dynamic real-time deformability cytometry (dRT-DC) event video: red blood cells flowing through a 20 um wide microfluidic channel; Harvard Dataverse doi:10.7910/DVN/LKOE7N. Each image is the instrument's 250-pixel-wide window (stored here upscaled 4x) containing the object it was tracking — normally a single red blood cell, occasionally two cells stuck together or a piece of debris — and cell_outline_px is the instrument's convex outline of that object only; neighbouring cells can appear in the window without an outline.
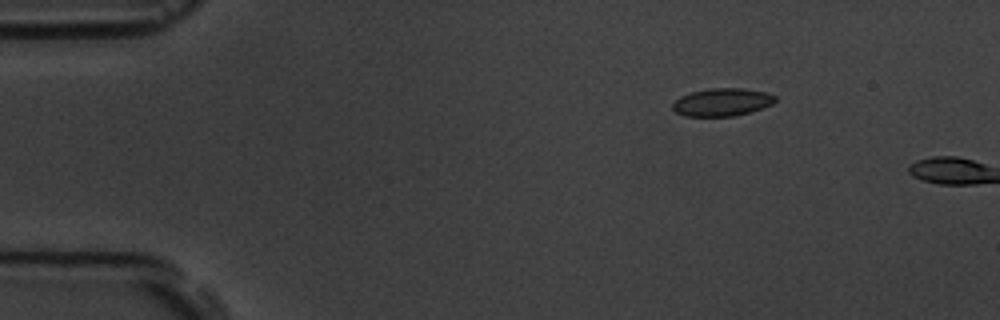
{"species": "common noctule bat (a hibernating species)", "species_latin": "Nyctalus noctula", "temperature_condition": "room temperature", "stored_images_in_passage": 5, "segment_of_instrument_passage": [2, 2], "camera_frame_rate_fps": 3000, "um_per_image_px": 0.085, "animal": {"sex": "male", "body_mass_g": 19.5, "forearm_length_mm": 54.6}, "frame": {"image": 1, "passage_image": 5, "time_ms": 5.667, "image_size_px": [1000, 320], "cell_outline_px": [[776, 100], [772, 104], [736, 116], [684, 116], [676, 112], [672, 108], [672, 104], [680, 96], [692, 92], [712, 88], [744, 88], [768, 92], [776, 96]], "centroid_in_image_um": [61.38, 8.68], "position_along_channel_um": 23.6, "area_um2": 16.59}}